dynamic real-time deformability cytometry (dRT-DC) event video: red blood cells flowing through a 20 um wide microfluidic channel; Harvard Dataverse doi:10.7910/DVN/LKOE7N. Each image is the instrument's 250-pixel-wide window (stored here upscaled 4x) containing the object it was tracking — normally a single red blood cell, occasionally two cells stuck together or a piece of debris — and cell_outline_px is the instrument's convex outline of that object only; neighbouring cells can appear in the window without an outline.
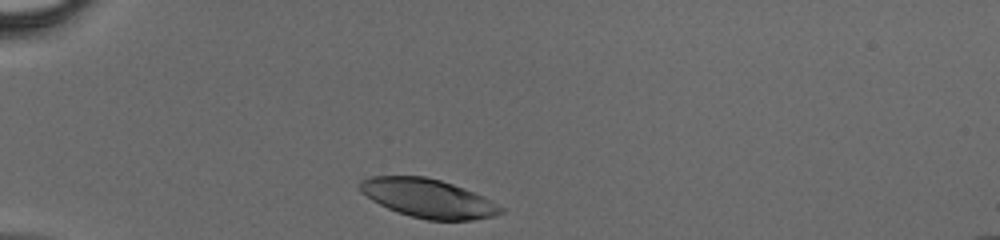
{"species": "human", "species_latin": "Homo sapiens", "temperature_condition": "cold", "stored_images_in_passage": 27, "camera_frame_rate_fps": 3000, "um_per_image_px": 0.085, "donor": {"sex": "male"}, "frame": {"image": 1, "passage_image": 1, "time_ms": 0.0, "image_size_px": [1000, 240], "cell_outline_px": [[504, 212], [492, 216], [472, 220], [428, 220], [412, 216], [388, 208], [372, 200], [360, 192], [360, 180], [372, 176], [424, 176], [440, 180], [464, 188], [492, 200], [504, 208]], "centroid_in_image_um": [36.4, 16.85], "position_along_channel_um": 48.6, "area_um2": 31.56}}
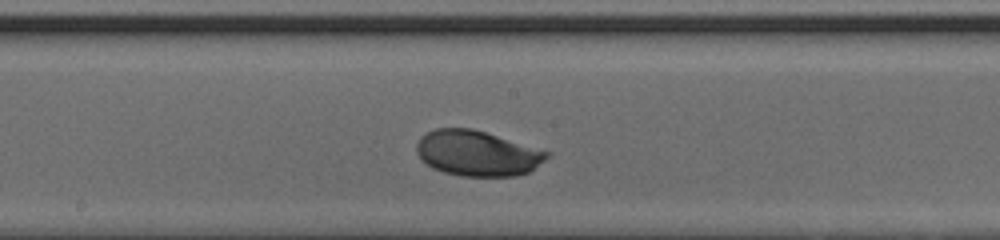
{"frame": {"image": 2, "passage_image": 14, "time_ms": 4.333, "image_size_px": [1000, 240], "cell_outline_px": [[552, 152], [544, 160], [528, 172], [516, 176], [460, 176], [444, 172], [432, 168], [420, 160], [416, 152], [416, 144], [420, 136], [436, 128], [472, 128]], "centroid_in_image_um": [40.53, 13.03], "position_along_channel_um": 207.7, "area_um2": 34.56}}
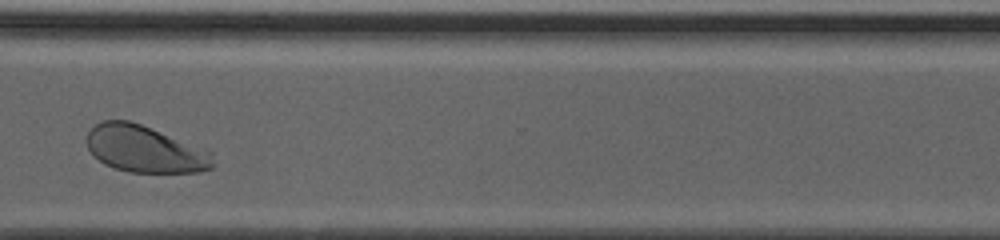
{"frame": {"image": 3, "passage_image": 24, "time_ms": 7.667, "image_size_px": [1000, 240], "cell_outline_px": [[212, 168], [200, 172], [128, 172], [104, 164], [88, 148], [84, 140], [88, 132], [96, 124], [104, 120], [128, 120], [140, 124], [208, 148], [212, 152]], "centroid_in_image_um": [12.34, 12.66], "position_along_channel_um": 358.3, "area_um2": 34.62}}